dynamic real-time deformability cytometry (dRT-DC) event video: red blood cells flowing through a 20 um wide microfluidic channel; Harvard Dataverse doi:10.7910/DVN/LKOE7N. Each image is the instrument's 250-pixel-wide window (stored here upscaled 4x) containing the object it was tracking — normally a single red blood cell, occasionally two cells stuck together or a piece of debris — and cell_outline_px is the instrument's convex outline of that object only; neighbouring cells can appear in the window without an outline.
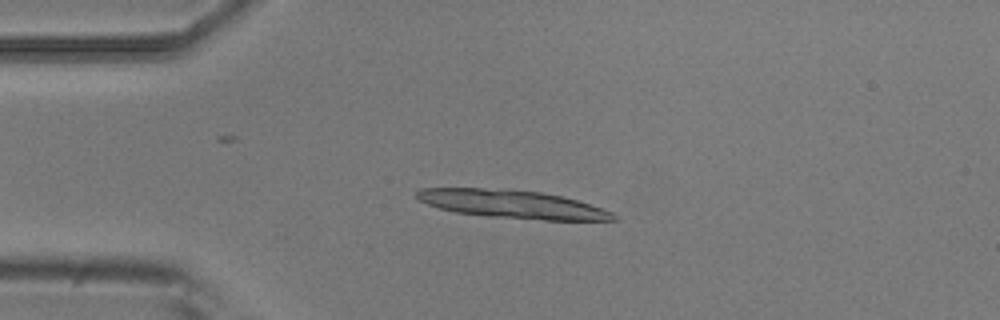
{"species": "common noctule bat (a hibernating species)", "species_latin": "Nyctalus noctula", "temperature_condition": "room temperature", "stored_images_in_passage": 51, "camera_frame_rate_fps": 3000, "um_per_image_px": 0.085, "animal": {"sex": "male", "body_mass_g": 20.5, "forearm_length_mm": 52.5}, "frame": {"image": 1, "passage_image": 11, "time_ms": 3.333, "image_size_px": [1000, 320], "cell_outline_px": [[620, 220], [544, 220], [488, 216], [456, 212], [440, 208], [428, 204], [420, 200], [416, 196], [416, 192], [420, 188], [484, 188], [540, 192], [560, 196], [576, 200], [612, 212], [620, 216]], "centroid_in_image_um": [43.56, 17.36], "position_along_channel_um": 41.4, "area_um2": 31.85}}
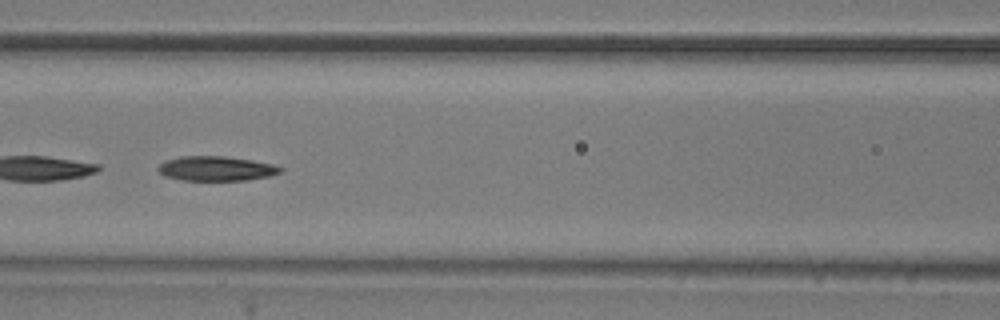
{"frame": {"image": 2, "passage_image": 22, "time_ms": 7.0, "image_size_px": [1000, 320], "cell_outline_px": [[284, 172], [272, 176], [248, 180], [180, 180], [164, 176], [156, 168], [164, 160], [180, 156], [224, 156], [252, 160], [272, 164], [284, 168]], "centroid_in_image_um": [18.4, 14.33], "position_along_channel_um": 148.2, "area_um2": 17.8}}
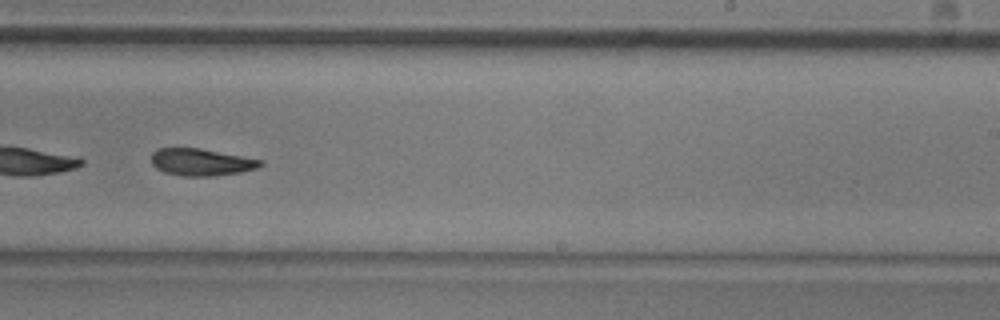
{"frame": {"image": 3, "passage_image": 32, "time_ms": 10.333, "image_size_px": [1000, 320], "cell_outline_px": [[264, 164], [256, 168], [240, 172], [212, 176], [184, 176], [164, 172], [156, 168], [152, 164], [152, 152], [156, 148], [200, 148], [264, 160]], "centroid_in_image_um": [17.1, 13.77], "position_along_channel_um": 271.9, "area_um2": 17.22}, "authors_computed_cell_mechanics": {"area_um2": 18.785, "velocity_mm_per_s": 3.7276, "shape_relaxation_time_tau1_ms": 6.5852, "shape_relaxation_time_tau2_ms": null, "deformation_change_tau1": 0.1726, "deformation_change_tau2": null}}